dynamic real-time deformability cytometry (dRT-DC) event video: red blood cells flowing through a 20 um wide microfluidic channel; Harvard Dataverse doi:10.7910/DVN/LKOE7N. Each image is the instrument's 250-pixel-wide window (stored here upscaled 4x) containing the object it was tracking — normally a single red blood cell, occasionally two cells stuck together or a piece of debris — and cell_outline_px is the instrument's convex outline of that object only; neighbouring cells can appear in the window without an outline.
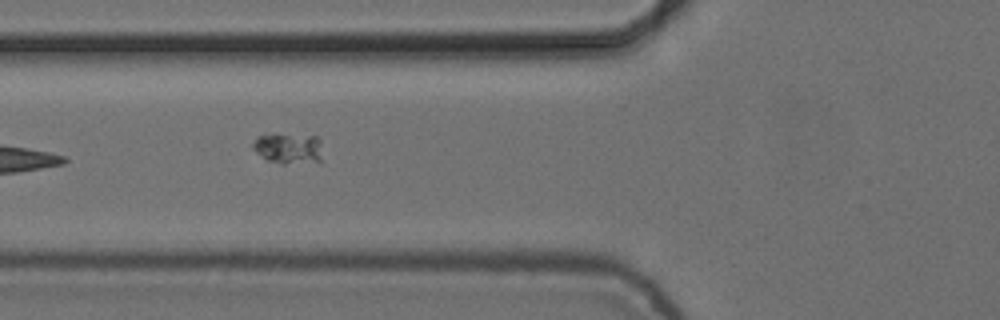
{"species": "common noctule bat (a hibernating species)", "species_latin": "Nyctalus noctula", "temperature_condition": "cold", "stored_images_in_passage": 7, "camera_frame_rate_fps": 3000, "um_per_image_px": 0.085, "animal": {"sex": "female", "body_mass_g": 24.6, "forearm_length_mm": 56.2}, "frame": {"image": 1, "passage_image": 6, "time_ms": 1.667, "image_size_px": [1000, 320], "cell_outline_px": [[320, 164], [280, 164], [268, 160], [256, 152], [252, 148], [252, 144], [256, 136], [316, 136], [320, 140]], "centroid_in_image_um": [24.55, 12.68], "position_along_channel_um": 101.3, "area_um2": 12.31}}
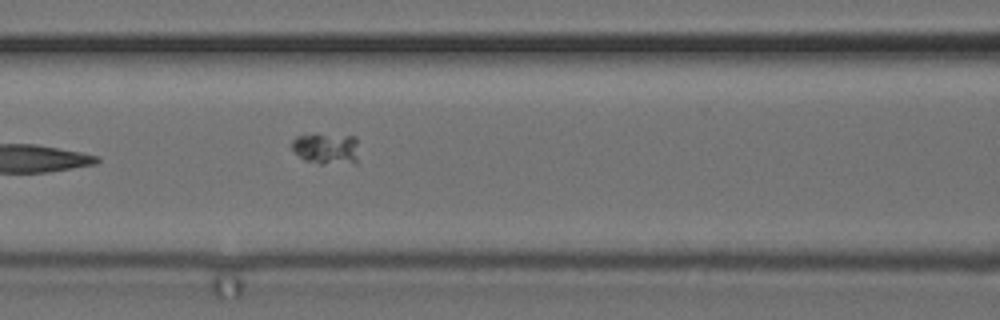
{"frame": {"image": 2, "passage_image": 7, "time_ms": 2.0, "image_size_px": [1000, 320], "cell_outline_px": [[356, 164], [320, 164], [304, 160], [292, 148], [292, 140], [296, 136], [356, 136]], "centroid_in_image_um": [27.75, 12.68], "position_along_channel_um": 138.9, "area_um2": 11.79}}